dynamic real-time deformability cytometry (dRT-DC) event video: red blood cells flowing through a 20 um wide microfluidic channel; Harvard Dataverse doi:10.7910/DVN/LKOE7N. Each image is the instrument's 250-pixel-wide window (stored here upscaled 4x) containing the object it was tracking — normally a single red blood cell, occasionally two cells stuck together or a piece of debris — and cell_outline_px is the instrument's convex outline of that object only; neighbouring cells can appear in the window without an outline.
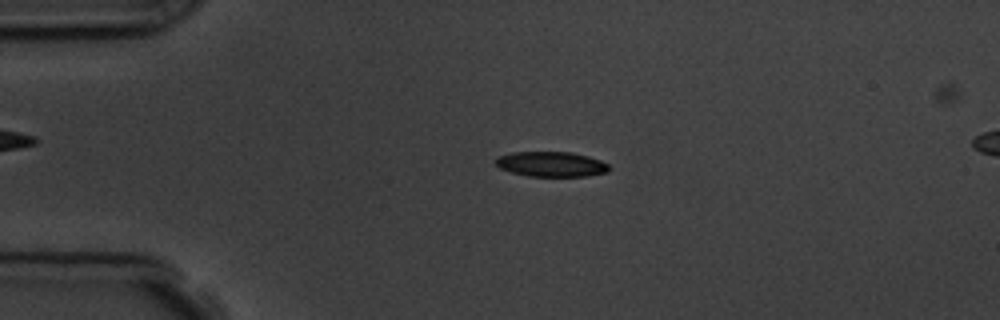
{"species": "common noctule bat (a hibernating species)", "species_latin": "Nyctalus noctula", "temperature_condition": "room temperature", "stored_images_in_passage": 6, "segment_of_instrument_passage": [1, 2], "camera_frame_rate_fps": 3000, "um_per_image_px": 0.085, "animal": {"sex": "male", "body_mass_g": 19.5, "forearm_length_mm": 54.6}, "frame": {"image": 1, "passage_image": 4, "time_ms": 3.333, "image_size_px": [1000, 320], "cell_outline_px": [[608, 172], [588, 176], [528, 176], [512, 172], [500, 168], [496, 164], [496, 160], [500, 156], [512, 152], [572, 152], [588, 156], [600, 160], [608, 164]], "centroid_in_image_um": [46.88, 13.95], "position_along_channel_um": 38.1, "area_um2": 16.42}}